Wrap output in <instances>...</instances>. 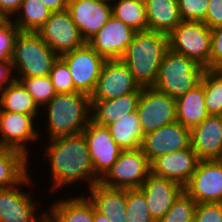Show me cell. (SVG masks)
Returning a JSON list of instances; mask_svg holds the SVG:
<instances>
[{
    "label": "cell",
    "mask_w": 222,
    "mask_h": 222,
    "mask_svg": "<svg viewBox=\"0 0 222 222\" xmlns=\"http://www.w3.org/2000/svg\"><path fill=\"white\" fill-rule=\"evenodd\" d=\"M51 12L41 0H23L11 21L20 31L36 32L50 17Z\"/></svg>",
    "instance_id": "f546056e"
},
{
    "label": "cell",
    "mask_w": 222,
    "mask_h": 222,
    "mask_svg": "<svg viewBox=\"0 0 222 222\" xmlns=\"http://www.w3.org/2000/svg\"><path fill=\"white\" fill-rule=\"evenodd\" d=\"M111 14L135 31L148 30L145 4L135 0H113Z\"/></svg>",
    "instance_id": "4dcf8cb0"
},
{
    "label": "cell",
    "mask_w": 222,
    "mask_h": 222,
    "mask_svg": "<svg viewBox=\"0 0 222 222\" xmlns=\"http://www.w3.org/2000/svg\"><path fill=\"white\" fill-rule=\"evenodd\" d=\"M191 147L200 160L222 159L221 115H209L191 129Z\"/></svg>",
    "instance_id": "44dd1931"
},
{
    "label": "cell",
    "mask_w": 222,
    "mask_h": 222,
    "mask_svg": "<svg viewBox=\"0 0 222 222\" xmlns=\"http://www.w3.org/2000/svg\"><path fill=\"white\" fill-rule=\"evenodd\" d=\"M208 116L202 81L182 96L176 98V120L184 127L191 130Z\"/></svg>",
    "instance_id": "d4e9b609"
},
{
    "label": "cell",
    "mask_w": 222,
    "mask_h": 222,
    "mask_svg": "<svg viewBox=\"0 0 222 222\" xmlns=\"http://www.w3.org/2000/svg\"><path fill=\"white\" fill-rule=\"evenodd\" d=\"M142 88L121 59L105 60L90 100H111Z\"/></svg>",
    "instance_id": "4fadbf2b"
},
{
    "label": "cell",
    "mask_w": 222,
    "mask_h": 222,
    "mask_svg": "<svg viewBox=\"0 0 222 222\" xmlns=\"http://www.w3.org/2000/svg\"><path fill=\"white\" fill-rule=\"evenodd\" d=\"M44 143V160L49 167L50 193L64 189L71 184L82 183L80 187L88 186L90 189L100 181L94 173L88 145L83 133L65 135L47 140ZM50 166H49V165Z\"/></svg>",
    "instance_id": "6da1fadb"
},
{
    "label": "cell",
    "mask_w": 222,
    "mask_h": 222,
    "mask_svg": "<svg viewBox=\"0 0 222 222\" xmlns=\"http://www.w3.org/2000/svg\"><path fill=\"white\" fill-rule=\"evenodd\" d=\"M91 1H97L102 3H111L113 0H91Z\"/></svg>",
    "instance_id": "7dc6e473"
},
{
    "label": "cell",
    "mask_w": 222,
    "mask_h": 222,
    "mask_svg": "<svg viewBox=\"0 0 222 222\" xmlns=\"http://www.w3.org/2000/svg\"><path fill=\"white\" fill-rule=\"evenodd\" d=\"M30 161L22 152L0 146V189L20 183L29 174Z\"/></svg>",
    "instance_id": "83f0119b"
},
{
    "label": "cell",
    "mask_w": 222,
    "mask_h": 222,
    "mask_svg": "<svg viewBox=\"0 0 222 222\" xmlns=\"http://www.w3.org/2000/svg\"><path fill=\"white\" fill-rule=\"evenodd\" d=\"M204 70L194 60L168 48L153 88L176 99L201 82Z\"/></svg>",
    "instance_id": "5b68a950"
},
{
    "label": "cell",
    "mask_w": 222,
    "mask_h": 222,
    "mask_svg": "<svg viewBox=\"0 0 222 222\" xmlns=\"http://www.w3.org/2000/svg\"><path fill=\"white\" fill-rule=\"evenodd\" d=\"M146 203L144 193L139 188L127 189V222H155Z\"/></svg>",
    "instance_id": "836d02e7"
},
{
    "label": "cell",
    "mask_w": 222,
    "mask_h": 222,
    "mask_svg": "<svg viewBox=\"0 0 222 222\" xmlns=\"http://www.w3.org/2000/svg\"><path fill=\"white\" fill-rule=\"evenodd\" d=\"M87 190L89 193L84 194L93 203L97 212L108 217L111 222H127V189L111 188L97 182Z\"/></svg>",
    "instance_id": "7402d4cb"
},
{
    "label": "cell",
    "mask_w": 222,
    "mask_h": 222,
    "mask_svg": "<svg viewBox=\"0 0 222 222\" xmlns=\"http://www.w3.org/2000/svg\"><path fill=\"white\" fill-rule=\"evenodd\" d=\"M191 146V130L173 122L143 136L141 149L151 163L159 156Z\"/></svg>",
    "instance_id": "2e32d148"
},
{
    "label": "cell",
    "mask_w": 222,
    "mask_h": 222,
    "mask_svg": "<svg viewBox=\"0 0 222 222\" xmlns=\"http://www.w3.org/2000/svg\"><path fill=\"white\" fill-rule=\"evenodd\" d=\"M150 173L151 164L141 148L122 150L99 182L111 188H140Z\"/></svg>",
    "instance_id": "ba28073f"
},
{
    "label": "cell",
    "mask_w": 222,
    "mask_h": 222,
    "mask_svg": "<svg viewBox=\"0 0 222 222\" xmlns=\"http://www.w3.org/2000/svg\"><path fill=\"white\" fill-rule=\"evenodd\" d=\"M60 57L68 65L75 89L91 96L105 59L88 43Z\"/></svg>",
    "instance_id": "7c38bea8"
},
{
    "label": "cell",
    "mask_w": 222,
    "mask_h": 222,
    "mask_svg": "<svg viewBox=\"0 0 222 222\" xmlns=\"http://www.w3.org/2000/svg\"><path fill=\"white\" fill-rule=\"evenodd\" d=\"M140 94L136 91L111 100H91V120L101 126L110 125L137 110Z\"/></svg>",
    "instance_id": "cb8c5ba5"
},
{
    "label": "cell",
    "mask_w": 222,
    "mask_h": 222,
    "mask_svg": "<svg viewBox=\"0 0 222 222\" xmlns=\"http://www.w3.org/2000/svg\"><path fill=\"white\" fill-rule=\"evenodd\" d=\"M203 22L211 30L222 26V0H209L207 14Z\"/></svg>",
    "instance_id": "60d3db41"
},
{
    "label": "cell",
    "mask_w": 222,
    "mask_h": 222,
    "mask_svg": "<svg viewBox=\"0 0 222 222\" xmlns=\"http://www.w3.org/2000/svg\"><path fill=\"white\" fill-rule=\"evenodd\" d=\"M7 20V17L0 11V25Z\"/></svg>",
    "instance_id": "bcb514c9"
},
{
    "label": "cell",
    "mask_w": 222,
    "mask_h": 222,
    "mask_svg": "<svg viewBox=\"0 0 222 222\" xmlns=\"http://www.w3.org/2000/svg\"><path fill=\"white\" fill-rule=\"evenodd\" d=\"M193 222H222V203H197Z\"/></svg>",
    "instance_id": "f35d334b"
},
{
    "label": "cell",
    "mask_w": 222,
    "mask_h": 222,
    "mask_svg": "<svg viewBox=\"0 0 222 222\" xmlns=\"http://www.w3.org/2000/svg\"><path fill=\"white\" fill-rule=\"evenodd\" d=\"M49 77L56 93H73L77 91L68 65L60 56L54 62Z\"/></svg>",
    "instance_id": "d590c367"
},
{
    "label": "cell",
    "mask_w": 222,
    "mask_h": 222,
    "mask_svg": "<svg viewBox=\"0 0 222 222\" xmlns=\"http://www.w3.org/2000/svg\"><path fill=\"white\" fill-rule=\"evenodd\" d=\"M169 48L210 70L211 29L202 21H181L168 34Z\"/></svg>",
    "instance_id": "8992f818"
},
{
    "label": "cell",
    "mask_w": 222,
    "mask_h": 222,
    "mask_svg": "<svg viewBox=\"0 0 222 222\" xmlns=\"http://www.w3.org/2000/svg\"><path fill=\"white\" fill-rule=\"evenodd\" d=\"M183 21H204L209 0H177Z\"/></svg>",
    "instance_id": "8d00e7d4"
},
{
    "label": "cell",
    "mask_w": 222,
    "mask_h": 222,
    "mask_svg": "<svg viewBox=\"0 0 222 222\" xmlns=\"http://www.w3.org/2000/svg\"><path fill=\"white\" fill-rule=\"evenodd\" d=\"M35 121L32 115L0 111V146L20 151L31 159L30 144L38 143L42 138V135L39 137L42 129L37 128L39 123Z\"/></svg>",
    "instance_id": "30bf717a"
},
{
    "label": "cell",
    "mask_w": 222,
    "mask_h": 222,
    "mask_svg": "<svg viewBox=\"0 0 222 222\" xmlns=\"http://www.w3.org/2000/svg\"><path fill=\"white\" fill-rule=\"evenodd\" d=\"M55 199L46 209L48 222H93V203L83 193Z\"/></svg>",
    "instance_id": "603a6c76"
},
{
    "label": "cell",
    "mask_w": 222,
    "mask_h": 222,
    "mask_svg": "<svg viewBox=\"0 0 222 222\" xmlns=\"http://www.w3.org/2000/svg\"><path fill=\"white\" fill-rule=\"evenodd\" d=\"M19 28L7 19L0 25V58L11 60Z\"/></svg>",
    "instance_id": "74e56055"
},
{
    "label": "cell",
    "mask_w": 222,
    "mask_h": 222,
    "mask_svg": "<svg viewBox=\"0 0 222 222\" xmlns=\"http://www.w3.org/2000/svg\"><path fill=\"white\" fill-rule=\"evenodd\" d=\"M111 137L122 150H132L141 147L143 132L137 111L131 112L107 126Z\"/></svg>",
    "instance_id": "f1b7e54d"
},
{
    "label": "cell",
    "mask_w": 222,
    "mask_h": 222,
    "mask_svg": "<svg viewBox=\"0 0 222 222\" xmlns=\"http://www.w3.org/2000/svg\"><path fill=\"white\" fill-rule=\"evenodd\" d=\"M68 12L86 43L106 24L111 3L91 0H68Z\"/></svg>",
    "instance_id": "ffe728a7"
},
{
    "label": "cell",
    "mask_w": 222,
    "mask_h": 222,
    "mask_svg": "<svg viewBox=\"0 0 222 222\" xmlns=\"http://www.w3.org/2000/svg\"><path fill=\"white\" fill-rule=\"evenodd\" d=\"M42 109L57 93L48 76L22 77L19 80Z\"/></svg>",
    "instance_id": "d6a6232c"
},
{
    "label": "cell",
    "mask_w": 222,
    "mask_h": 222,
    "mask_svg": "<svg viewBox=\"0 0 222 222\" xmlns=\"http://www.w3.org/2000/svg\"><path fill=\"white\" fill-rule=\"evenodd\" d=\"M210 70H222V26L211 30Z\"/></svg>",
    "instance_id": "ab89813d"
},
{
    "label": "cell",
    "mask_w": 222,
    "mask_h": 222,
    "mask_svg": "<svg viewBox=\"0 0 222 222\" xmlns=\"http://www.w3.org/2000/svg\"><path fill=\"white\" fill-rule=\"evenodd\" d=\"M145 8L148 30L168 35L182 21L177 0H149Z\"/></svg>",
    "instance_id": "484cf974"
},
{
    "label": "cell",
    "mask_w": 222,
    "mask_h": 222,
    "mask_svg": "<svg viewBox=\"0 0 222 222\" xmlns=\"http://www.w3.org/2000/svg\"><path fill=\"white\" fill-rule=\"evenodd\" d=\"M41 111L47 120L41 119L42 122H47L45 124L47 135L44 136L49 139L45 140L79 134L84 131L91 120L90 96L78 91L57 93Z\"/></svg>",
    "instance_id": "7a4b0ae2"
},
{
    "label": "cell",
    "mask_w": 222,
    "mask_h": 222,
    "mask_svg": "<svg viewBox=\"0 0 222 222\" xmlns=\"http://www.w3.org/2000/svg\"><path fill=\"white\" fill-rule=\"evenodd\" d=\"M0 111L32 115L36 120H39L38 123H42L40 121L41 117L38 119L41 115V109L18 80H14L0 90Z\"/></svg>",
    "instance_id": "4316f807"
},
{
    "label": "cell",
    "mask_w": 222,
    "mask_h": 222,
    "mask_svg": "<svg viewBox=\"0 0 222 222\" xmlns=\"http://www.w3.org/2000/svg\"><path fill=\"white\" fill-rule=\"evenodd\" d=\"M144 135L176 122V99L153 87H143L137 104Z\"/></svg>",
    "instance_id": "9c48e42d"
},
{
    "label": "cell",
    "mask_w": 222,
    "mask_h": 222,
    "mask_svg": "<svg viewBox=\"0 0 222 222\" xmlns=\"http://www.w3.org/2000/svg\"><path fill=\"white\" fill-rule=\"evenodd\" d=\"M197 203L183 191L168 212L157 222H193Z\"/></svg>",
    "instance_id": "e575fe53"
},
{
    "label": "cell",
    "mask_w": 222,
    "mask_h": 222,
    "mask_svg": "<svg viewBox=\"0 0 222 222\" xmlns=\"http://www.w3.org/2000/svg\"><path fill=\"white\" fill-rule=\"evenodd\" d=\"M58 58L37 32L20 31L11 57L15 80L48 76Z\"/></svg>",
    "instance_id": "277c9868"
},
{
    "label": "cell",
    "mask_w": 222,
    "mask_h": 222,
    "mask_svg": "<svg viewBox=\"0 0 222 222\" xmlns=\"http://www.w3.org/2000/svg\"><path fill=\"white\" fill-rule=\"evenodd\" d=\"M15 80L11 60L0 58V90Z\"/></svg>",
    "instance_id": "b9f144b4"
},
{
    "label": "cell",
    "mask_w": 222,
    "mask_h": 222,
    "mask_svg": "<svg viewBox=\"0 0 222 222\" xmlns=\"http://www.w3.org/2000/svg\"><path fill=\"white\" fill-rule=\"evenodd\" d=\"M145 196L147 208L155 222L159 221L184 191L180 183L150 173L139 188Z\"/></svg>",
    "instance_id": "ac0fdd59"
},
{
    "label": "cell",
    "mask_w": 222,
    "mask_h": 222,
    "mask_svg": "<svg viewBox=\"0 0 222 222\" xmlns=\"http://www.w3.org/2000/svg\"><path fill=\"white\" fill-rule=\"evenodd\" d=\"M36 32L58 56L86 44L67 9L51 12L50 17Z\"/></svg>",
    "instance_id": "8fae6325"
},
{
    "label": "cell",
    "mask_w": 222,
    "mask_h": 222,
    "mask_svg": "<svg viewBox=\"0 0 222 222\" xmlns=\"http://www.w3.org/2000/svg\"><path fill=\"white\" fill-rule=\"evenodd\" d=\"M93 222H111V221L108 219V217L97 212L93 205Z\"/></svg>",
    "instance_id": "f6af8a7d"
},
{
    "label": "cell",
    "mask_w": 222,
    "mask_h": 222,
    "mask_svg": "<svg viewBox=\"0 0 222 222\" xmlns=\"http://www.w3.org/2000/svg\"><path fill=\"white\" fill-rule=\"evenodd\" d=\"M30 173L17 185L0 189V222H45L46 210L41 213L37 199L28 189L34 187L33 176ZM26 190V192H25ZM28 191V192H27ZM36 203V204H35ZM40 213H39V210Z\"/></svg>",
    "instance_id": "52a82bcc"
},
{
    "label": "cell",
    "mask_w": 222,
    "mask_h": 222,
    "mask_svg": "<svg viewBox=\"0 0 222 222\" xmlns=\"http://www.w3.org/2000/svg\"><path fill=\"white\" fill-rule=\"evenodd\" d=\"M168 48L167 34L152 30L136 31L121 60L141 87H153Z\"/></svg>",
    "instance_id": "3957f363"
},
{
    "label": "cell",
    "mask_w": 222,
    "mask_h": 222,
    "mask_svg": "<svg viewBox=\"0 0 222 222\" xmlns=\"http://www.w3.org/2000/svg\"><path fill=\"white\" fill-rule=\"evenodd\" d=\"M199 161L200 159L190 146L154 159L150 163L151 173L185 186L196 171Z\"/></svg>",
    "instance_id": "d6986e66"
},
{
    "label": "cell",
    "mask_w": 222,
    "mask_h": 222,
    "mask_svg": "<svg viewBox=\"0 0 222 222\" xmlns=\"http://www.w3.org/2000/svg\"><path fill=\"white\" fill-rule=\"evenodd\" d=\"M82 133L88 145L94 173L101 179L117 161L122 149L112 139L107 126L90 120Z\"/></svg>",
    "instance_id": "9a60e30c"
},
{
    "label": "cell",
    "mask_w": 222,
    "mask_h": 222,
    "mask_svg": "<svg viewBox=\"0 0 222 222\" xmlns=\"http://www.w3.org/2000/svg\"><path fill=\"white\" fill-rule=\"evenodd\" d=\"M201 81L208 114L222 115V70L205 69Z\"/></svg>",
    "instance_id": "1f68e13d"
},
{
    "label": "cell",
    "mask_w": 222,
    "mask_h": 222,
    "mask_svg": "<svg viewBox=\"0 0 222 222\" xmlns=\"http://www.w3.org/2000/svg\"><path fill=\"white\" fill-rule=\"evenodd\" d=\"M136 31L113 15L87 42L105 60L121 59Z\"/></svg>",
    "instance_id": "e0dca14e"
},
{
    "label": "cell",
    "mask_w": 222,
    "mask_h": 222,
    "mask_svg": "<svg viewBox=\"0 0 222 222\" xmlns=\"http://www.w3.org/2000/svg\"><path fill=\"white\" fill-rule=\"evenodd\" d=\"M23 0H0V11L11 19L19 10Z\"/></svg>",
    "instance_id": "7bdbcfd3"
},
{
    "label": "cell",
    "mask_w": 222,
    "mask_h": 222,
    "mask_svg": "<svg viewBox=\"0 0 222 222\" xmlns=\"http://www.w3.org/2000/svg\"><path fill=\"white\" fill-rule=\"evenodd\" d=\"M52 12L67 9L68 0H41Z\"/></svg>",
    "instance_id": "ee69618b"
},
{
    "label": "cell",
    "mask_w": 222,
    "mask_h": 222,
    "mask_svg": "<svg viewBox=\"0 0 222 222\" xmlns=\"http://www.w3.org/2000/svg\"><path fill=\"white\" fill-rule=\"evenodd\" d=\"M135 1L142 3V4H146L149 0H135Z\"/></svg>",
    "instance_id": "c3c4849f"
},
{
    "label": "cell",
    "mask_w": 222,
    "mask_h": 222,
    "mask_svg": "<svg viewBox=\"0 0 222 222\" xmlns=\"http://www.w3.org/2000/svg\"><path fill=\"white\" fill-rule=\"evenodd\" d=\"M184 191L196 203H222V161L200 160Z\"/></svg>",
    "instance_id": "5bb4252c"
}]
</instances>
